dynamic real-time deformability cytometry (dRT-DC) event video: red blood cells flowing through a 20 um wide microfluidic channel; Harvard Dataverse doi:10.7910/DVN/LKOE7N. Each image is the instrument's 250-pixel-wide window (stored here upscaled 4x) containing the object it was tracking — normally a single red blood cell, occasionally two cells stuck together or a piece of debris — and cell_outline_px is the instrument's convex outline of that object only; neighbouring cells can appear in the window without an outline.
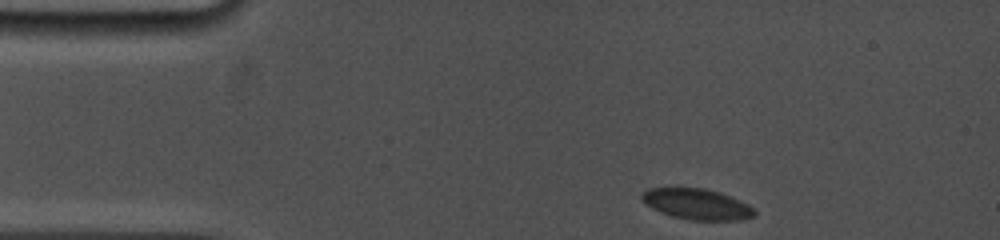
{"species": "common noctule bat (a hibernating species)", "species_latin": "Nyctalus noctula", "temperature_condition": "cold", "stored_images_in_passage": 73, "camera_frame_rate_fps": 5000, "um_per_image_px": 0.085, "animal": {"sex": "female", "body_mass_g": 19.0, "forearm_length_mm": 53.3}, "frame": {"image": 1, "passage_image": 1, "time_ms": 0.0, "image_size_px": [1000, 240], "cell_outline_px": [[756, 216], [744, 220], [688, 220], [672, 216], [660, 212], [644, 204], [640, 196], [648, 188], [704, 188], [720, 192], [740, 200], [756, 208]], "centroid_in_image_um": [59.27, 17.36], "position_along_channel_um": 25.7, "area_um2": 20.46}}
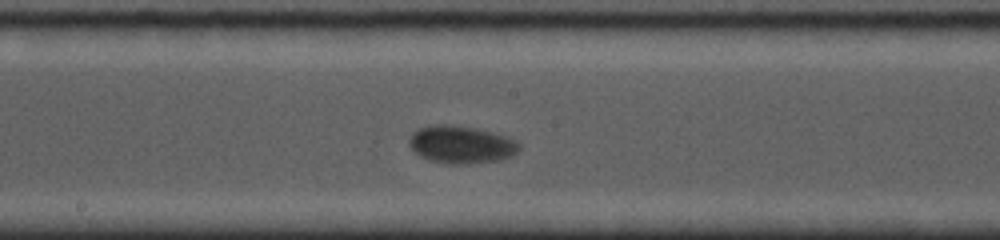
{"frame": {"image": 2, "passage_image": 28, "time_ms": 6.6, "image_size_px": [1000, 240], "cell_outline_px": [[520, 148], [512, 156], [500, 160], [468, 164], [452, 164], [432, 160], [420, 156], [408, 144], [408, 140], [412, 132], [428, 124], [444, 124], [476, 128], [492, 132], [516, 140], [520, 144]], "centroid_in_image_um": [39.19, 12.28], "position_along_channel_um": 209.0, "area_um2": 24.1}}
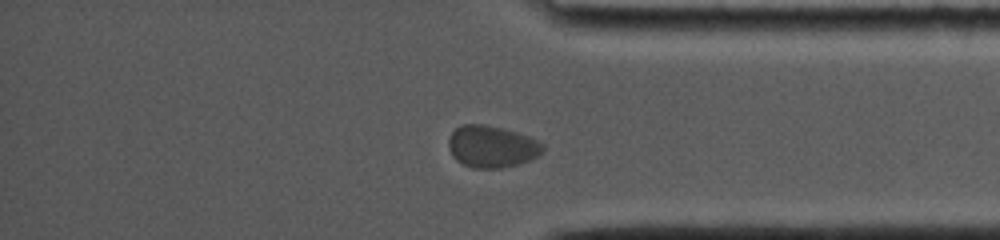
{"frame": {"image": 3, "passage_image": 62, "time_ms": 11.6, "image_size_px": [1000, 240], "cell_outline_px": [[544, 152], [520, 164], [500, 168], [472, 168], [456, 160], [452, 156], [448, 144], [448, 140], [452, 132], [460, 124], [484, 124], [504, 128], [528, 136], [544, 144]], "centroid_in_image_um": [41.79, 12.45], "position_along_channel_um": 393.4, "area_um2": 23.12}, "authors_computed_cell_mechanics": {"area_um2": 22.4264, "velocity_mm_per_s": 3.6864, "shape_relaxation_time_tau1_ms": 4.5965, "shape_relaxation_time_tau2_ms": null, "deformation_change_tau1": 0.0999, "deformation_change_tau2": null}}